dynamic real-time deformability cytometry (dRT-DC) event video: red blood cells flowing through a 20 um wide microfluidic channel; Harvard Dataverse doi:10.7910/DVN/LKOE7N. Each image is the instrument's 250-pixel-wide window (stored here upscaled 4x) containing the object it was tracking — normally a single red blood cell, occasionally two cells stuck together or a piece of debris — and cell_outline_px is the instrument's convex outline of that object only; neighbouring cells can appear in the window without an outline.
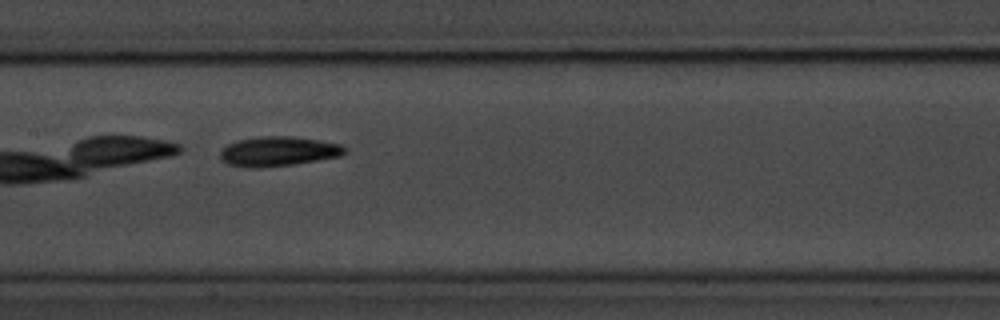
{"species": "common noctule bat (a hibernating species)", "species_latin": "Nyctalus noctula", "temperature_condition": "room temperature", "stored_images_in_passage": 24, "camera_frame_rate_fps": 3000, "um_per_image_px": 0.085, "animal": {"sex": "male", "body_mass_g": 20.1, "forearm_length_mm": 53.5}, "frame": {"image": 1, "passage_image": 11, "time_ms": 3.333, "image_size_px": [1000, 320], "cell_outline_px": [[344, 152], [340, 156], [292, 164], [256, 168], [248, 168], [228, 164], [220, 160], [220, 152], [228, 144], [236, 140], [260, 136], [292, 136], [340, 144], [344, 148]], "centroid_in_image_um": [23.57, 12.86], "position_along_channel_um": 183.8, "area_um2": 21.27}}